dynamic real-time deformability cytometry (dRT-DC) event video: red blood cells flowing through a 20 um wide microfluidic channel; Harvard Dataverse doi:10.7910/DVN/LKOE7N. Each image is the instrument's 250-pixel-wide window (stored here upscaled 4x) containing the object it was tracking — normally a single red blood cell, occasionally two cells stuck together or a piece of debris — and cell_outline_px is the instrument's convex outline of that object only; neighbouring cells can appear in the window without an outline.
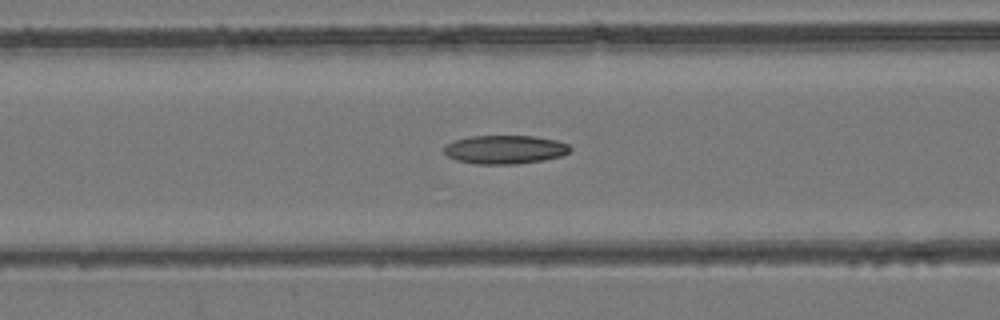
{"species": "common noctule bat (a hibernating species)", "species_latin": "Nyctalus noctula", "temperature_condition": "room temperature", "stored_images_in_passage": 53, "camera_frame_rate_fps": 3000, "um_per_image_px": 0.085, "animal": {"sex": "female", "body_mass_g": 24.6, "forearm_length_mm": 56.2}, "frame": {"image": 1, "passage_image": 22, "time_ms": 7.0, "image_size_px": [1000, 320], "cell_outline_px": [[572, 148], [568, 152], [560, 156], [544, 160], [516, 164], [476, 164], [456, 160], [448, 156], [444, 152], [444, 144], [468, 136], [536, 136], [556, 140], [568, 144]], "centroid_in_image_um": [42.9, 12.71], "position_along_channel_um": 123.7, "area_um2": 21.1}}
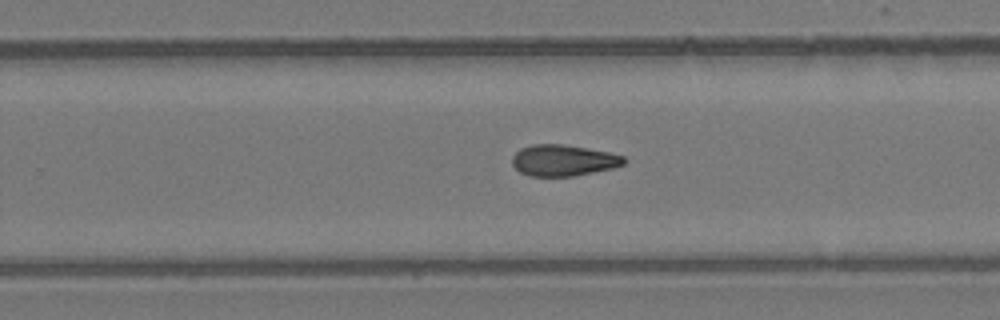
{"frame": {"image": 2, "passage_image": 34, "time_ms": 11.0, "image_size_px": [1000, 320], "cell_outline_px": [[628, 160], [624, 164], [612, 168], [572, 176], [528, 176], [520, 172], [512, 164], [512, 156], [520, 148], [532, 144], [564, 144], [608, 152], [624, 156]], "centroid_in_image_um": [47.87, 13.62], "position_along_channel_um": 281.9, "area_um2": 20.35}}
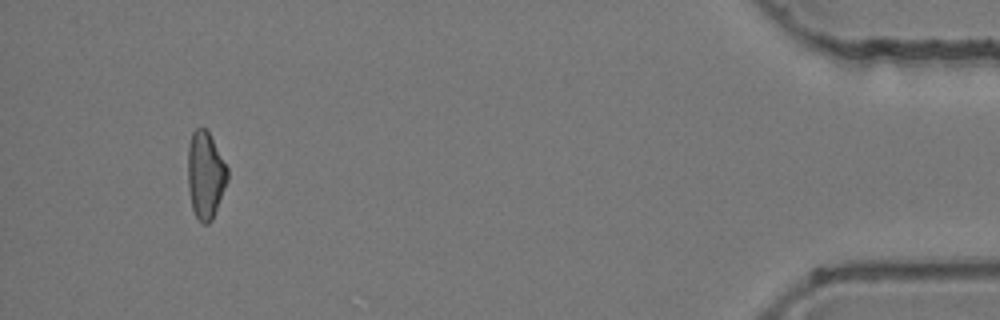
{"frame": {"image": 3, "passage_image": 50, "time_ms": 16.333, "image_size_px": [1000, 320], "cell_outline_px": [[228, 180], [212, 220], [208, 224], [204, 224], [196, 216], [192, 208], [188, 188], [188, 144], [192, 132], [196, 128], [204, 128], [208, 132], [228, 168]], "centroid_in_image_um": [17.45, 14.88], "position_along_channel_um": 417.7, "area_um2": 20.0}}